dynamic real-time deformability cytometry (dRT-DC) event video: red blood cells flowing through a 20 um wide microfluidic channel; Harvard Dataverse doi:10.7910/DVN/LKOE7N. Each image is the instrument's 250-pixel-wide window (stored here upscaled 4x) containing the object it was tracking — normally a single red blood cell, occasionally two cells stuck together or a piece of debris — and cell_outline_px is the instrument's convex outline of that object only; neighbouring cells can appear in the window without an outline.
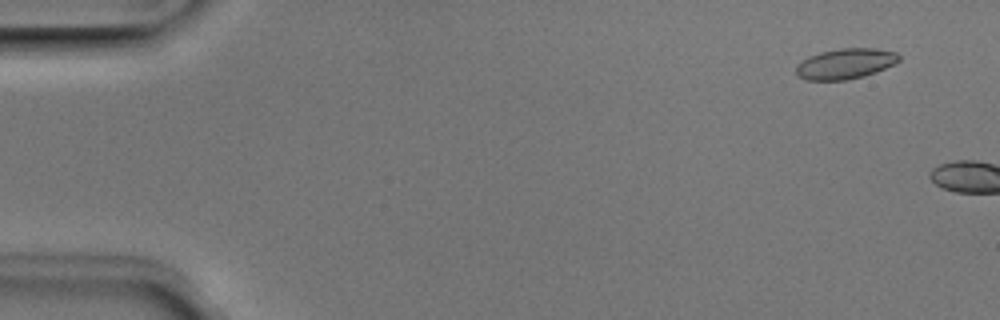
{"species": "Egyptian fruit bat (a non-hibernating species)", "species_latin": "Rousettus aegyptiacus", "temperature_condition": "room temperature", "stored_images_in_passage": 3, "camera_frame_rate_fps": 3000, "um_per_image_px": 0.085, "animal": {"sex": "male"}, "frame": {"image": 1, "passage_image": 2, "time_ms": 0.333, "image_size_px": [1000, 320], "cell_outline_px": [[900, 60], [876, 72], [864, 76], [848, 80], [804, 80], [796, 72], [796, 64], [808, 56], [820, 52], [840, 48], [872, 48], [896, 52], [900, 56]], "centroid_in_image_um": [71.83, 5.41], "position_along_channel_um": 13.2, "area_um2": 18.26}}